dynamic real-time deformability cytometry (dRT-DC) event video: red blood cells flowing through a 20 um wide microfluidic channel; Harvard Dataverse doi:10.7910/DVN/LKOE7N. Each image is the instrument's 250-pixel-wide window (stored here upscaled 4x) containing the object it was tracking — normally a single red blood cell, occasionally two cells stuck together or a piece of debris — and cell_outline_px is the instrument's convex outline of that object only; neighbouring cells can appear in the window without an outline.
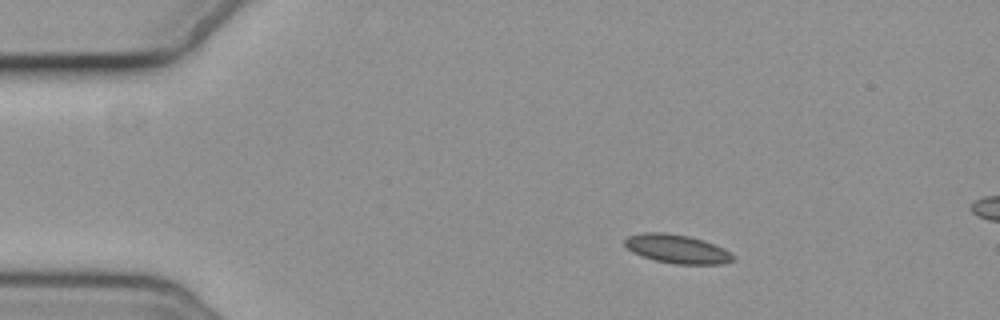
{"species": "common noctule bat (a hibernating species)", "species_latin": "Nyctalus noctula", "temperature_condition": "cold", "stored_images_in_passage": 6, "segment_of_instrument_passage": [1, 2], "camera_frame_rate_fps": 3000, "um_per_image_px": 0.085, "animal": {"sex": "female", "body_mass_g": 19.3, "forearm_length_mm": 54.1}, "frame": {"image": 1, "passage_image": 3, "time_ms": 2.333, "image_size_px": [1000, 320], "cell_outline_px": [[736, 256], [732, 260], [724, 264], [676, 264], [656, 260], [640, 256], [632, 252], [624, 244], [624, 240], [628, 236], [640, 232], [664, 232], [688, 236], [704, 240], [724, 248], [732, 252]], "centroid_in_image_um": [57.56, 21.15], "position_along_channel_um": 27.4, "area_um2": 18.32}}